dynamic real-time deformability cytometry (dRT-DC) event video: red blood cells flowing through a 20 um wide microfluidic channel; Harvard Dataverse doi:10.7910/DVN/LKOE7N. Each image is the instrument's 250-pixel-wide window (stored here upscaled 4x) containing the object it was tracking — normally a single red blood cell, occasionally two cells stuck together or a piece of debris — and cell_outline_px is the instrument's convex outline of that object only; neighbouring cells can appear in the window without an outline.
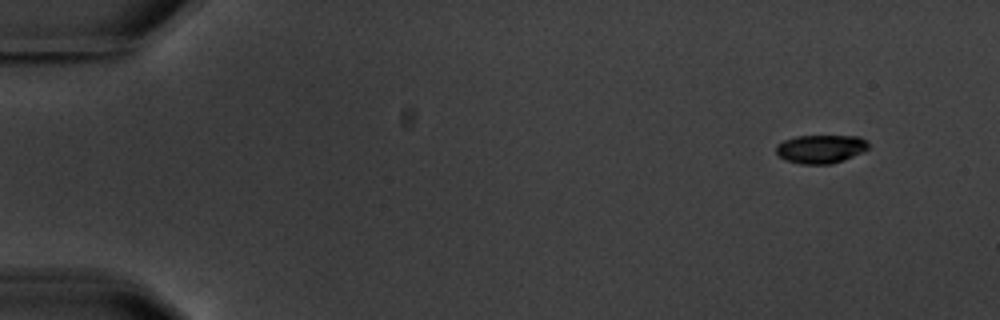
{"species": "common noctule bat (a hibernating species)", "species_latin": "Nyctalus noctula", "temperature_condition": "warm", "stored_images_in_passage": 6, "camera_frame_rate_fps": 3000, "um_per_image_px": 0.085, "animal": {"sex": "male", "body_mass_g": 20.1, "forearm_length_mm": 53.5}, "frame": {"image": 1, "passage_image": 1, "time_ms": 0.0, "image_size_px": [1000, 320], "cell_outline_px": [[868, 148], [844, 160], [832, 164], [800, 164], [784, 160], [776, 152], [776, 144], [784, 140], [796, 136], [860, 136], [868, 144]], "centroid_in_image_um": [69.71, 12.66], "position_along_channel_um": 15.3, "area_um2": 15.26}}
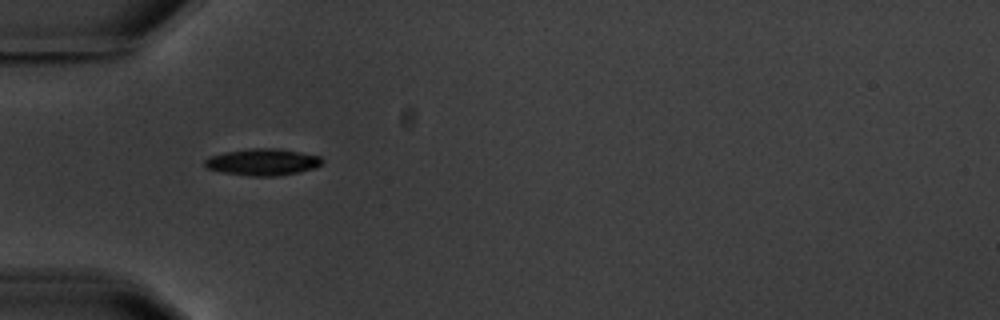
{"frame": {"image": 2, "passage_image": 5, "time_ms": 4.667, "image_size_px": [1000, 320], "cell_outline_px": [[324, 160], [316, 168], [276, 176], [248, 176], [224, 172], [208, 168], [204, 164], [204, 160], [208, 156], [224, 152], [252, 148], [276, 148], [300, 152], [320, 156]], "centroid_in_image_um": [22.32, 13.76], "position_along_channel_um": 62.7, "area_um2": 18.21}}